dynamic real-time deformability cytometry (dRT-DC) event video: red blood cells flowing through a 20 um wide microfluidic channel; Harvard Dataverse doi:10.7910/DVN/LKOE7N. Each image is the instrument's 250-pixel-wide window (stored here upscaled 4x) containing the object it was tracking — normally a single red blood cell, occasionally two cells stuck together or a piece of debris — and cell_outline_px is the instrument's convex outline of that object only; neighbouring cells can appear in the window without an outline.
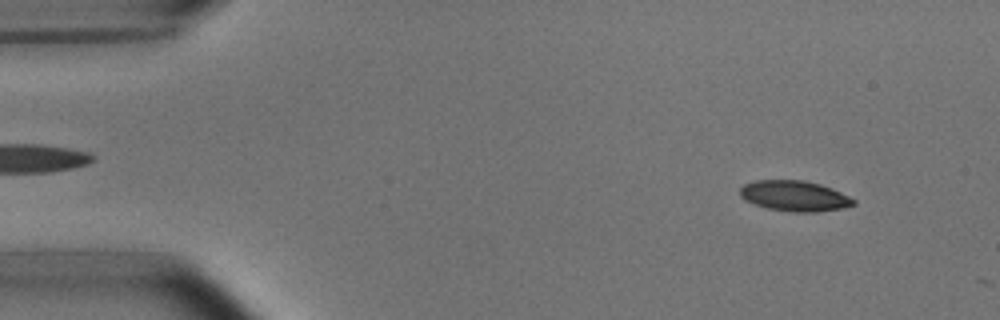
{"species": "common noctule bat (a hibernating species)", "species_latin": "Nyctalus noctula", "temperature_condition": "room temperature", "stored_images_in_passage": 8, "camera_frame_rate_fps": 3000, "um_per_image_px": 0.085, "animal": {"sex": "male", "body_mass_g": 15.6}, "frame": {"image": 1, "passage_image": 4, "time_ms": 1.0, "image_size_px": [1000, 320], "cell_outline_px": [[856, 204], [844, 208], [816, 212], [792, 212], [768, 208], [744, 200], [740, 196], [740, 188], [744, 184], [756, 180], [804, 180], [820, 184], [832, 188], [856, 200]], "centroid_in_image_um": [67.55, 16.65], "position_along_channel_um": 17.5, "area_um2": 20.23}}